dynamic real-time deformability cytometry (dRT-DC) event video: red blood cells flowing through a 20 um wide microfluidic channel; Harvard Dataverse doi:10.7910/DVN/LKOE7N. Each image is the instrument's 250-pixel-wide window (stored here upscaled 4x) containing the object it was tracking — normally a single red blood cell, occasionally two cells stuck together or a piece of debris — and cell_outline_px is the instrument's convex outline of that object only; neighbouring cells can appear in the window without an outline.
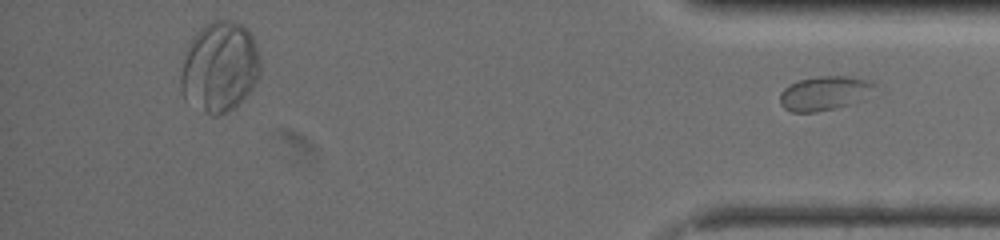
{"species": "common noctule bat (a hibernating species)", "species_latin": "Nyctalus noctula", "temperature_condition": "warm", "stored_images_in_passage": 49, "segment_of_instrument_passage": [2, 2], "camera_frame_rate_fps": 3000, "um_per_image_px": 0.085, "animal": {"sex": "female", "body_mass_g": 19.5, "forearm_length_mm": 54.1}, "frame": {"image": 1, "passage_image": 49, "time_ms": 16.0, "image_size_px": [1000, 240], "cell_outline_px": [[872, 84], [848, 104], [836, 108], [816, 112], [792, 112], [784, 108], [780, 104], [780, 92], [784, 88], [800, 80], [820, 76], [852, 76], [864, 80]], "centroid_in_image_um": [69.85, 7.93], "position_along_channel_um": 365.4, "area_um2": 17.57}}